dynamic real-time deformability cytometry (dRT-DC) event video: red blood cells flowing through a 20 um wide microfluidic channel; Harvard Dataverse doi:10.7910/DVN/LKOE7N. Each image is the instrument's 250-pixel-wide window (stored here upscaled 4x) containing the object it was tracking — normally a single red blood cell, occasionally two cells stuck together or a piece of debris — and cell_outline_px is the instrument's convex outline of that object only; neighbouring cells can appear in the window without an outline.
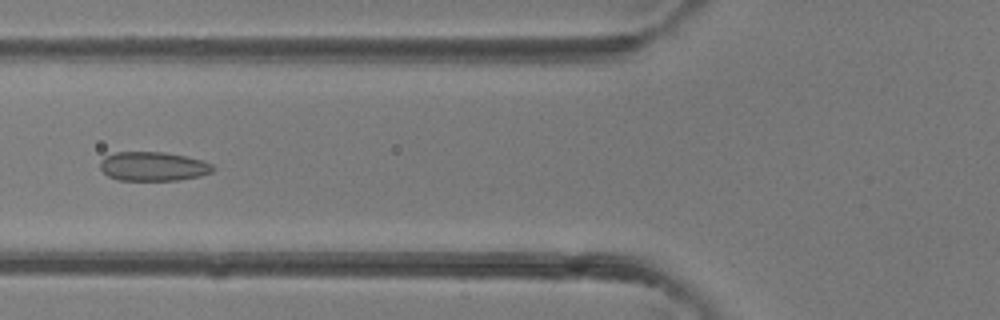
{"species": "common noctule bat (a hibernating species)", "species_latin": "Nyctalus noctula", "temperature_condition": "room temperature", "stored_images_in_passage": 5, "camera_frame_rate_fps": 3000, "um_per_image_px": 0.085, "animal": {"sex": "female"}, "frame": {"image": 1, "passage_image": 5, "time_ms": 4.667, "image_size_px": [1000, 320], "cell_outline_px": [[216, 168], [212, 172], [200, 176], [176, 180], [116, 180], [108, 176], [100, 168], [100, 160], [104, 156], [116, 152], [164, 152], [184, 156], [200, 160], [212, 164]], "centroid_in_image_um": [12.99, 14.14], "position_along_channel_um": 112.8, "area_um2": 19.13}}